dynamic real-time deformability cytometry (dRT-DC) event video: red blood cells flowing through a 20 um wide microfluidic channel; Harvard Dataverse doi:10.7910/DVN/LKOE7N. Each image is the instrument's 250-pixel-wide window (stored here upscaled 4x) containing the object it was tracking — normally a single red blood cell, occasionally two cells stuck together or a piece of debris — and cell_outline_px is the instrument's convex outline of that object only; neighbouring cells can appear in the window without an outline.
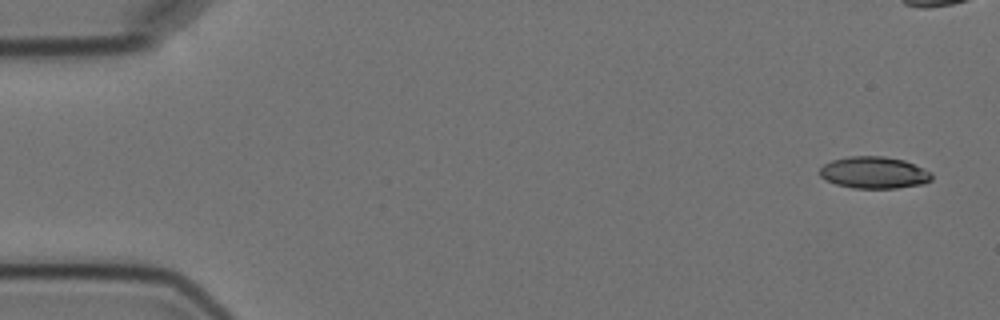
{"species": "Egyptian fruit bat (a non-hibernating species)", "species_latin": "Rousettus aegyptiacus", "temperature_condition": "cold", "stored_images_in_passage": 5, "camera_frame_rate_fps": 3000, "um_per_image_px": 0.085, "animal": {"sex": "female"}, "frame": {"image": 1, "passage_image": 1, "time_ms": 0.0, "image_size_px": [1000, 320], "cell_outline_px": [[932, 180], [924, 184], [896, 188], [852, 188], [836, 184], [820, 176], [820, 168], [824, 164], [832, 160], [848, 156], [884, 156], [904, 160], [932, 172]], "centroid_in_image_um": [74.31, 14.67], "position_along_channel_um": 10.7, "area_um2": 20.81}}
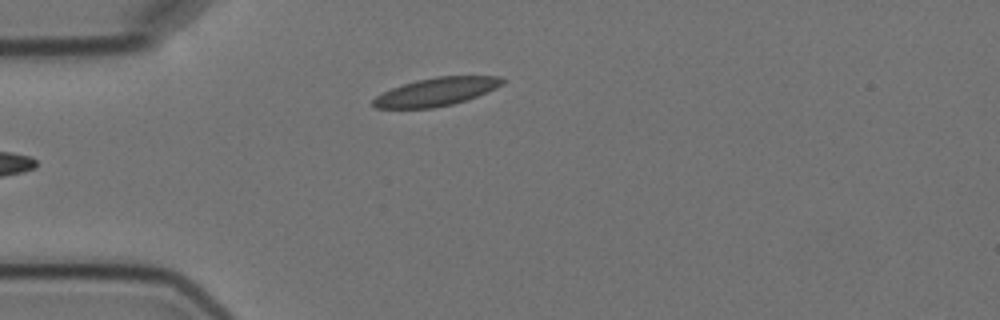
{"frame": {"image": 2, "passage_image": 5, "time_ms": 5.667, "image_size_px": [1000, 320], "cell_outline_px": [[504, 84], [496, 88], [476, 96], [452, 104], [432, 108], [376, 108], [372, 104], [372, 100], [376, 96], [392, 88], [416, 80], [436, 76], [500, 76], [504, 80]], "centroid_in_image_um": [37.08, 7.79], "position_along_channel_um": 47.9, "area_um2": 20.98}}